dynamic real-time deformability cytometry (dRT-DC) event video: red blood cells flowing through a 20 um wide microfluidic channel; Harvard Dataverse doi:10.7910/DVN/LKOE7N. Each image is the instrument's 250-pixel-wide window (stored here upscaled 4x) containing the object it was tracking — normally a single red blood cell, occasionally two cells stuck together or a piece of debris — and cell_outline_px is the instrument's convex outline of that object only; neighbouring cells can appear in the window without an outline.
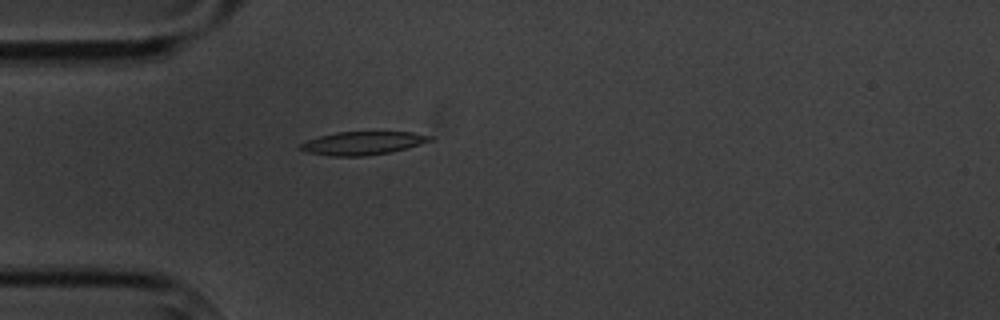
{"species": "common noctule bat (a hibernating species)", "species_latin": "Nyctalus noctula", "temperature_condition": "cold", "stored_images_in_passage": 2, "camera_frame_rate_fps": 3000, "um_per_image_px": 0.085, "animal": {"sex": "male", "body_mass_g": 20.1, "forearm_length_mm": 53.5}, "frame": {"image": 1, "passage_image": 2, "time_ms": 2.333, "image_size_px": [1000, 320], "cell_outline_px": [[436, 136], [432, 140], [420, 144], [388, 152], [364, 156], [332, 156], [308, 152], [300, 148], [300, 144], [308, 140], [320, 136], [336, 132], [412, 132]], "centroid_in_image_um": [30.86, 12.15], "position_along_channel_um": 54.1, "area_um2": 17.28}}